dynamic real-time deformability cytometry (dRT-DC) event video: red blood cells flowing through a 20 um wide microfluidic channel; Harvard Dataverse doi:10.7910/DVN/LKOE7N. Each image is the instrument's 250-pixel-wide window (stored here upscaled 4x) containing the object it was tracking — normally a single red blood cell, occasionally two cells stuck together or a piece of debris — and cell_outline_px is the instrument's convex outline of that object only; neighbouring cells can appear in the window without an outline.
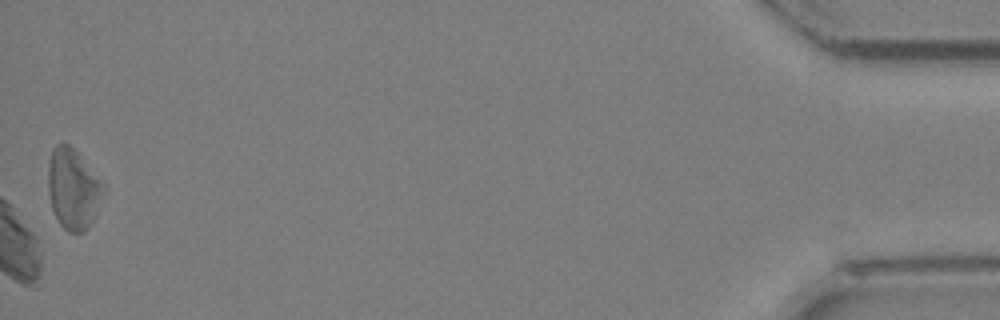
{"species": "Egyptian fruit bat (a non-hibernating species)", "species_latin": "Rousettus aegyptiacus", "temperature_condition": "room temperature", "stored_images_in_passage": 23, "camera_frame_rate_fps": 3000, "um_per_image_px": 0.085, "animal": {"sex": "female"}, "frame": {"image": 1, "passage_image": 23, "time_ms": 7.333, "image_size_px": [1000, 320], "cell_outline_px": [[104, 192], [92, 220], [84, 232], [68, 232], [60, 224], [52, 208], [48, 192], [48, 164], [52, 148], [56, 144], [68, 144], [76, 152], [104, 188]], "centroid_in_image_um": [6.16, 16.08], "position_along_channel_um": 429.0, "area_um2": 25.03}}